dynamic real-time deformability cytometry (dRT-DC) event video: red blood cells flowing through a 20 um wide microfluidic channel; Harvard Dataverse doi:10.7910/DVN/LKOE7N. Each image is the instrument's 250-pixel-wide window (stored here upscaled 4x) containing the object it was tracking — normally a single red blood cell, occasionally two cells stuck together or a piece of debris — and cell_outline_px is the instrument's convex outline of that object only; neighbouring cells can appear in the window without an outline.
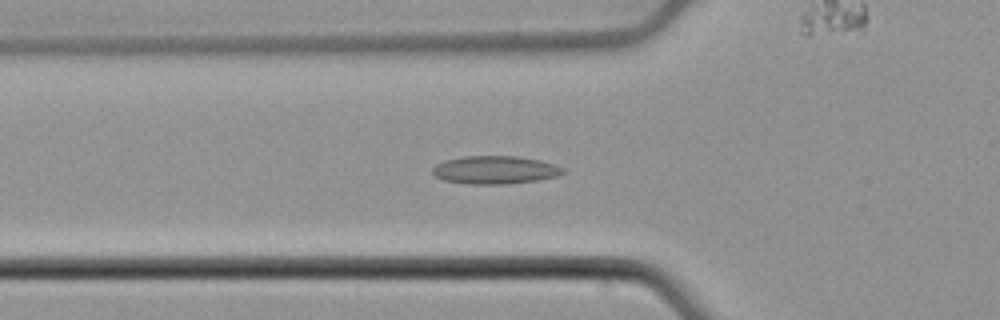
{"species": "common noctule bat (a hibernating species)", "species_latin": "Nyctalus noctula", "temperature_condition": "cold", "stored_images_in_passage": 45, "camera_frame_rate_fps": 3000, "um_per_image_px": 0.085, "animal": {"sex": "male", "body_mass_g": 21.5, "forearm_length_mm": 52.0}, "frame": {"image": 1, "passage_image": 11, "time_ms": 3.333, "image_size_px": [1000, 320], "cell_outline_px": [[564, 172], [556, 176], [536, 180], [504, 184], [468, 184], [444, 180], [436, 176], [432, 172], [432, 168], [436, 164], [444, 160], [464, 156], [516, 156], [540, 160], [564, 168]], "centroid_in_image_um": [42.03, 14.44], "position_along_channel_um": 83.8, "area_um2": 21.15}}
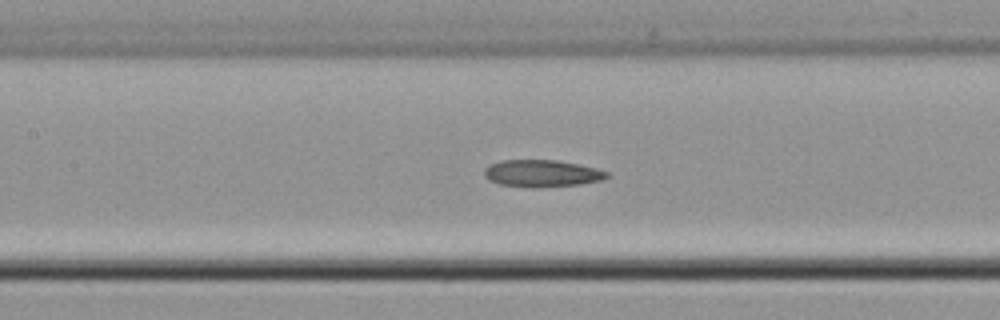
{"frame": {"image": 2, "passage_image": 17, "time_ms": 5.333, "image_size_px": [1000, 320], "cell_outline_px": [[612, 176], [600, 180], [580, 184], [540, 188], [532, 188], [500, 184], [488, 180], [484, 176], [484, 168], [488, 164], [500, 160], [556, 160], [576, 164], [608, 172]], "centroid_in_image_um": [46.0, 14.75], "position_along_channel_um": 161.4, "area_um2": 19.42}}
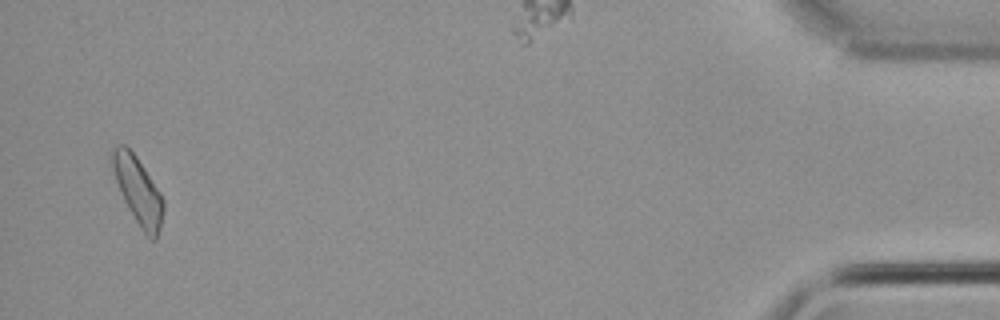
{"frame": {"image": 3, "passage_image": 44, "time_ms": 14.333, "image_size_px": [1000, 320], "cell_outline_px": [[164, 208], [160, 228], [156, 240], [152, 240], [144, 232], [128, 208], [120, 192], [112, 168], [112, 152], [116, 144], [124, 144], [136, 156], [160, 192], [164, 200]], "centroid_in_image_um": [11.74, 16.2], "position_along_channel_um": 423.5, "area_um2": 19.59}}